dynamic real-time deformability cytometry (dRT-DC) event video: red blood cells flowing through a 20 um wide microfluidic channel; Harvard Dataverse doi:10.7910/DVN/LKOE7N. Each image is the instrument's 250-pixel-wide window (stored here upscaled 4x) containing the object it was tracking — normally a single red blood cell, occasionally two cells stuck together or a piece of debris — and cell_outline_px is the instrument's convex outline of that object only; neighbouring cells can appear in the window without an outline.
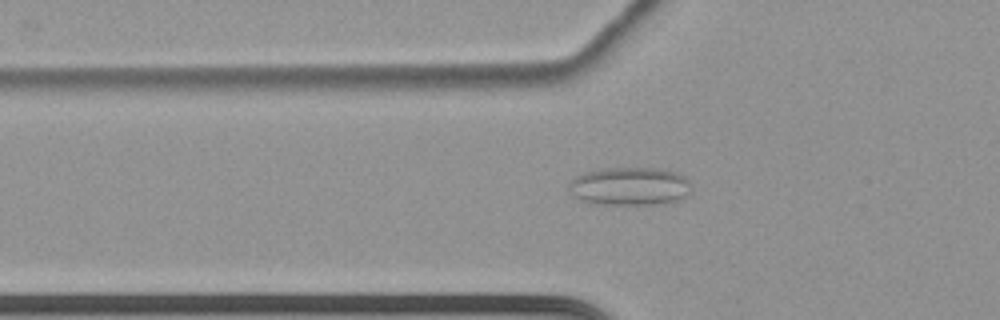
{"species": "common noctule bat (a hibernating species)", "species_latin": "Nyctalus noctula", "temperature_condition": "cold", "stored_images_in_passage": 51, "camera_frame_rate_fps": 3000, "um_per_image_px": 0.085, "animal": {"sex": "female", "body_mass_g": 22.7, "forearm_length_mm": 54.2}, "frame": {"image": 1, "passage_image": 12, "time_ms": 3.667, "image_size_px": [1000, 320], "cell_outline_px": [[692, 188], [684, 196], [676, 200], [664, 204], [588, 204], [572, 196], [568, 192], [568, 188], [572, 180], [576, 176], [584, 172], [604, 168], [660, 168], [676, 172], [684, 176], [688, 180]], "centroid_in_image_um": [53.48, 15.84], "position_along_channel_um": 72.3, "area_um2": 27.57}}
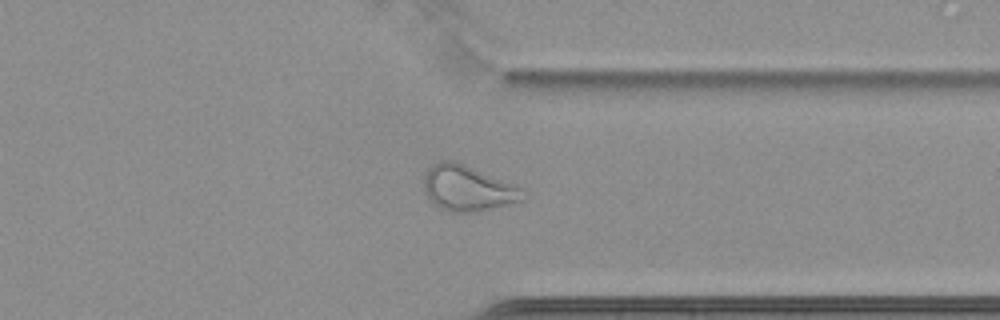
{"frame": {"image": 2, "passage_image": 38, "time_ms": 12.333, "image_size_px": [1000, 320], "cell_outline_px": [[524, 200], [508, 204], [472, 212], [448, 212], [432, 204], [424, 188], [424, 180], [428, 168], [432, 164], [440, 160], [456, 160], [516, 184], [520, 188]], "centroid_in_image_um": [39.73, 15.97], "position_along_channel_um": 371.7, "area_um2": 26.36}}
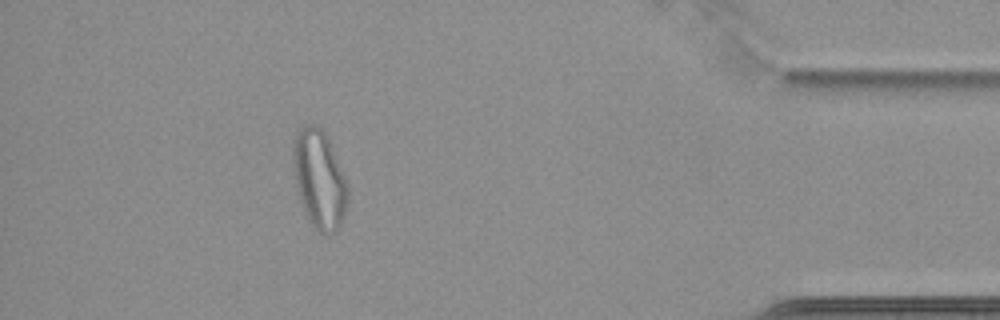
{"frame": {"image": 3, "passage_image": 45, "time_ms": 14.667, "image_size_px": [1000, 320], "cell_outline_px": [[348, 200], [340, 224], [328, 236], [324, 236], [312, 224], [300, 200], [292, 168], [292, 148], [296, 132], [300, 128], [308, 124], [316, 124], [328, 136], [348, 184]], "centroid_in_image_um": [27.13, 15.18], "position_along_channel_um": 408.1, "area_um2": 31.33}, "authors_computed_cell_mechanics": {"area_um2": 26.3568, "velocity_mm_per_s": 3.4754, "shape_relaxation_time_tau1_ms": null, "shape_relaxation_time_tau2_ms": 2.0641, "deformation_change_tau1": null, "deformation_change_tau2": 0.088}}